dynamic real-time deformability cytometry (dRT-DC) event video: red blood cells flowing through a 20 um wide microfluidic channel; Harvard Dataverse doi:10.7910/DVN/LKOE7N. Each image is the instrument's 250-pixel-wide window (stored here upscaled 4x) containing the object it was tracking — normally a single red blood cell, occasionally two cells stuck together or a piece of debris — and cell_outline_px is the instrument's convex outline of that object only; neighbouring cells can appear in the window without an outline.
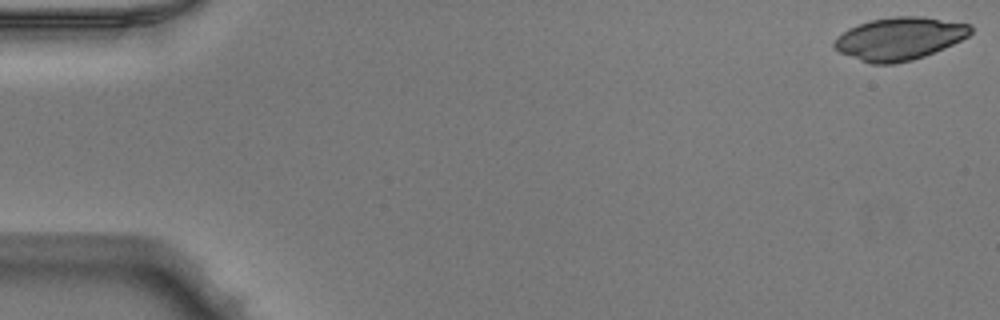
{"species": "Egyptian fruit bat (a non-hibernating species)", "species_latin": "Rousettus aegyptiacus", "temperature_condition": "warm", "stored_images_in_passage": 50, "camera_frame_rate_fps": 3000, "um_per_image_px": 0.085, "animal": {"sex": "male"}, "frame": {"image": 1, "passage_image": 1, "time_ms": 0.0, "image_size_px": [1000, 320], "cell_outline_px": [[972, 32], [968, 36], [944, 48], [924, 56], [912, 60], [892, 64], [872, 64], [860, 60], [840, 52], [832, 44], [848, 28], [872, 20], [896, 16], [920, 16], [972, 24]], "centroid_in_image_um": [76.49, 3.28], "position_along_channel_um": 8.5, "area_um2": 33.52}}